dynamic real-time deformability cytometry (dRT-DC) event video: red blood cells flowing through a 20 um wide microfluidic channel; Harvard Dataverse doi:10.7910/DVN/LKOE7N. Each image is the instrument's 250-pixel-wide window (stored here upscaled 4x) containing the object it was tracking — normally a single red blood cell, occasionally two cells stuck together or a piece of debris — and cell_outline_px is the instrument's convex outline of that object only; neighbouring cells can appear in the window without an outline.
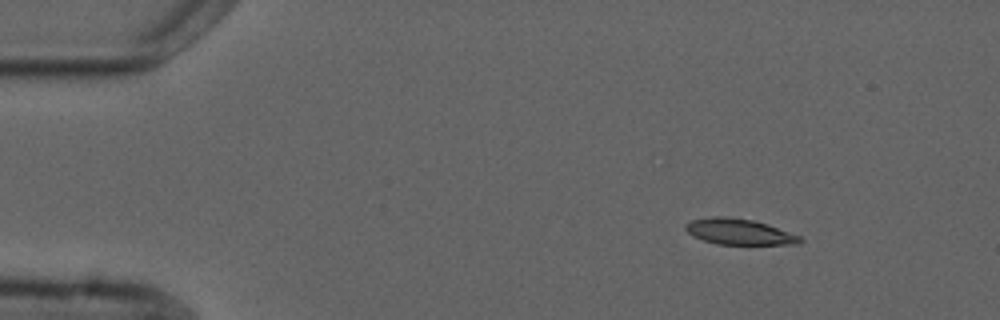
{"species": "common noctule bat (a hibernating species)", "species_latin": "Nyctalus noctula", "temperature_condition": "cold", "stored_images_in_passage": 4, "camera_frame_rate_fps": 3000, "um_per_image_px": 0.085, "animal": {"sex": "male", "forearm_length_mm": 52.5}, "frame": {"image": 1, "passage_image": 1, "time_ms": 0.0, "image_size_px": [1000, 320], "cell_outline_px": [[804, 240], [800, 244], [716, 244], [692, 236], [684, 228], [684, 224], [692, 220], [712, 216], [724, 216], [752, 220], [768, 224], [800, 236]], "centroid_in_image_um": [62.82, 19.69], "position_along_channel_um": 22.2, "area_um2": 17.22}}
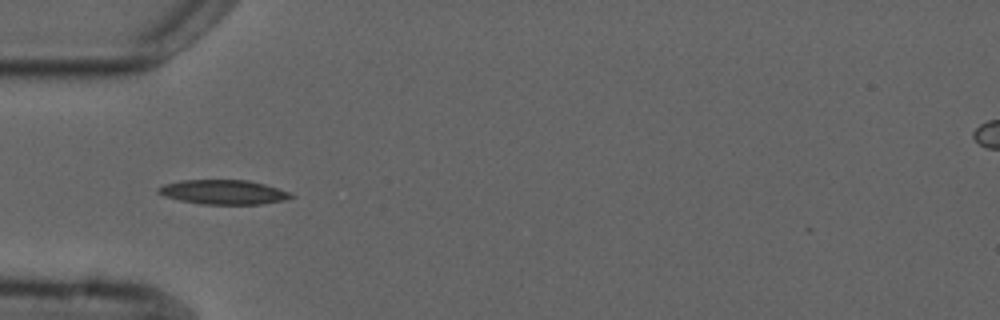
{"frame": {"image": 2, "passage_image": 4, "time_ms": 3.333, "image_size_px": [1000, 320], "cell_outline_px": [[296, 196], [284, 200], [260, 204], [200, 204], [180, 200], [164, 196], [156, 192], [156, 188], [164, 184], [180, 180], [248, 180], [264, 184], [288, 192]], "centroid_in_image_um": [18.94, 16.32], "position_along_channel_um": 66.1, "area_um2": 18.84}}